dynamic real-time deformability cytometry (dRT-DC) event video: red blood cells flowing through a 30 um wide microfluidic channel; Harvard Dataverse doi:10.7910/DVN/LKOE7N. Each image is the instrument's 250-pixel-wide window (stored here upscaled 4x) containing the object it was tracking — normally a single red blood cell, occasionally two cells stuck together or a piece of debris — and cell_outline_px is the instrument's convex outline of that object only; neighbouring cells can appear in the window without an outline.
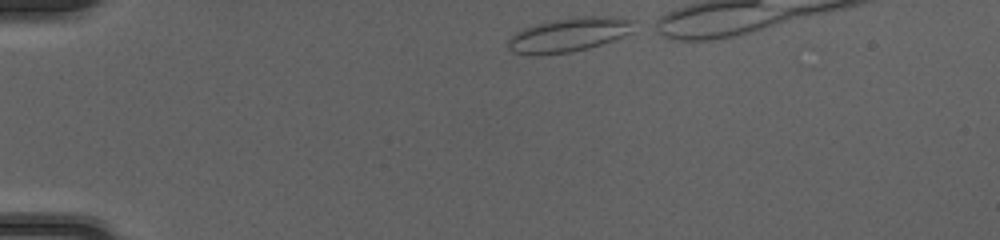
{"species": "common noctule bat (a hibernating species)", "species_latin": "Nyctalus noctula", "temperature_condition": "cold", "stored_images_in_passage": 33, "camera_frame_rate_fps": 3000, "um_per_image_px": 0.085, "animal": {"sex": "female", "body_mass_g": 20.0, "forearm_length_mm": 54.0}, "frame": {"image": 1, "passage_image": 1, "time_ms": 0.0, "image_size_px": [1000, 240], "cell_outline_px": [[636, 20], [632, 32], [624, 36], [588, 48], [572, 52], [540, 56], [536, 56], [512, 52], [508, 48], [508, 40], [516, 32], [524, 28], [556, 20], [592, 16], [604, 16]], "centroid_in_image_um": [48.35, 2.98], "position_along_channel_um": 36.6, "area_um2": 24.74}}
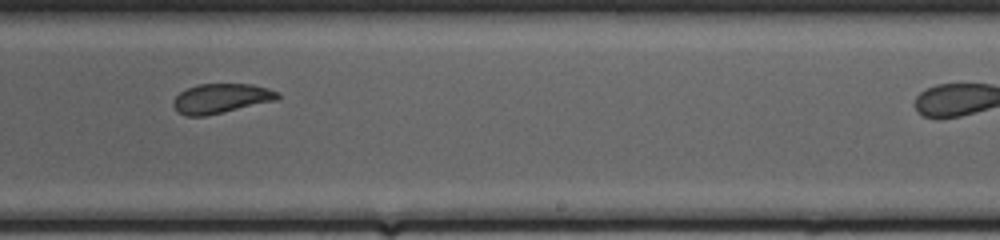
{"frame": {"image": 2, "passage_image": 22, "time_ms": 7.0, "image_size_px": [1000, 240], "cell_outline_px": [[280, 96], [276, 100], [204, 116], [184, 116], [172, 104], [172, 100], [180, 92], [188, 88], [200, 84], [252, 84], [268, 88], [280, 92]], "centroid_in_image_um": [18.79, 8.36], "position_along_channel_um": 270.2, "area_um2": 17.8}}
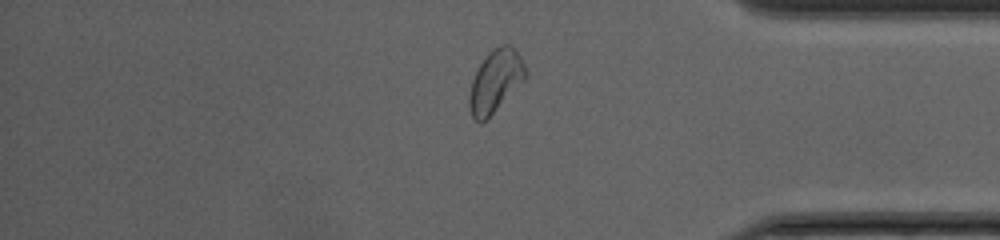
{"frame": {"image": 3, "passage_image": 32, "time_ms": 10.333, "image_size_px": [1000, 240], "cell_outline_px": [[524, 80], [480, 124], [472, 116], [468, 104], [468, 96], [472, 80], [480, 64], [488, 52], [492, 48], [500, 44], [508, 44], [520, 56], [524, 64]], "centroid_in_image_um": [42.06, 6.86], "position_along_channel_um": 393.1, "area_um2": 19.77}}